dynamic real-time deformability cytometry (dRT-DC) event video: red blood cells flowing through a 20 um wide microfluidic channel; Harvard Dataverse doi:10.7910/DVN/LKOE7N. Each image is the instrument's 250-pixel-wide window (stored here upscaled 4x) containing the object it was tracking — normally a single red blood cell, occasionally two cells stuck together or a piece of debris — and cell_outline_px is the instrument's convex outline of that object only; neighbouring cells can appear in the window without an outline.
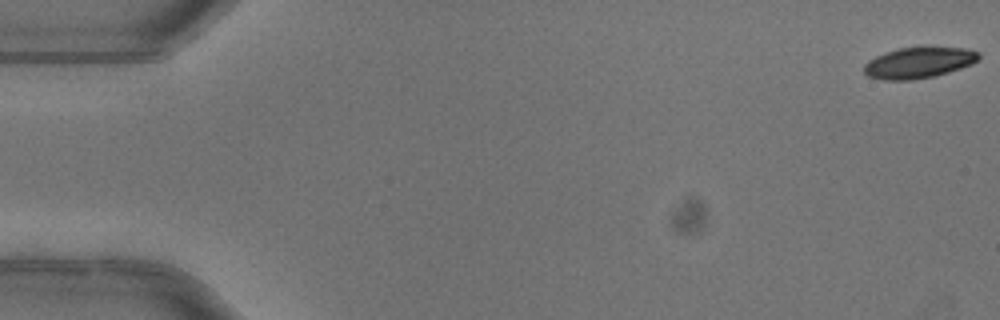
{"species": "common noctule bat (a hibernating species)", "species_latin": "Nyctalus noctula", "temperature_condition": "warm", "stored_images_in_passage": 4, "camera_frame_rate_fps": 3000, "um_per_image_px": 0.085, "animal": {"sex": "female"}, "frame": {"image": 1, "passage_image": 1, "time_ms": 0.0, "image_size_px": [1000, 320], "cell_outline_px": [[980, 56], [972, 64], [936, 76], [912, 80], [884, 80], [868, 76], [864, 72], [864, 64], [868, 60], [884, 52], [900, 48], [924, 44], [968, 48], [980, 52]], "centroid_in_image_um": [78.12, 5.28], "position_along_channel_um": 6.9, "area_um2": 21.56}}
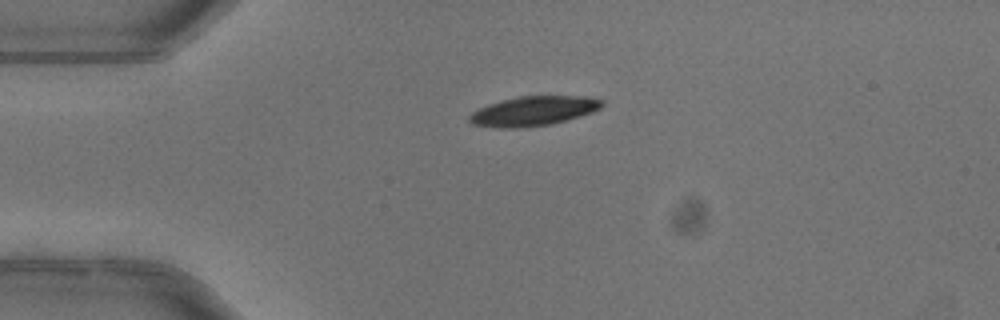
{"frame": {"image": 2, "passage_image": 3, "time_ms": 0.667, "image_size_px": [1000, 320], "cell_outline_px": [[604, 104], [600, 108], [592, 112], [580, 116], [552, 124], [520, 128], [500, 128], [472, 124], [468, 120], [468, 116], [472, 112], [488, 104], [520, 96], [592, 96], [604, 100]], "centroid_in_image_um": [45.37, 9.43], "position_along_channel_um": 39.6, "area_um2": 22.89}}